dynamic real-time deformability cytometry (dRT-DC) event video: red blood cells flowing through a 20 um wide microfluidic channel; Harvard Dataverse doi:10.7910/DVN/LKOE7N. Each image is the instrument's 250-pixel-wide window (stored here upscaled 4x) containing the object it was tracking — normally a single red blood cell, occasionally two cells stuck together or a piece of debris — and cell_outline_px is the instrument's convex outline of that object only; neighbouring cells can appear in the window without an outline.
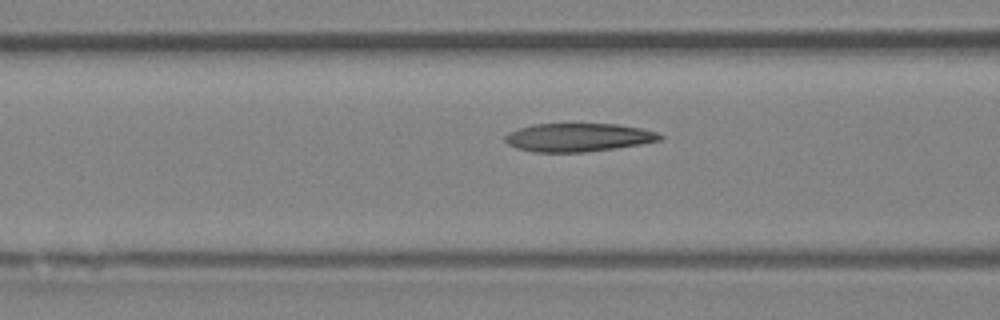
{"species": "Egyptian fruit bat (a non-hibernating species)", "species_latin": "Rousettus aegyptiacus", "temperature_condition": "room temperature", "stored_images_in_passage": 15, "camera_frame_rate_fps": 3000, "um_per_image_px": 0.085, "animal": {"sex": "female"}, "frame": {"image": 1, "passage_image": 13, "time_ms": 4.0, "image_size_px": [1000, 320], "cell_outline_px": [[664, 136], [660, 140], [640, 144], [584, 152], [532, 152], [516, 148], [508, 144], [504, 140], [504, 136], [508, 132], [532, 124], [616, 124], [640, 128], [656, 132]], "centroid_in_image_um": [49.1, 11.68], "position_along_channel_um": 117.5, "area_um2": 25.43}}